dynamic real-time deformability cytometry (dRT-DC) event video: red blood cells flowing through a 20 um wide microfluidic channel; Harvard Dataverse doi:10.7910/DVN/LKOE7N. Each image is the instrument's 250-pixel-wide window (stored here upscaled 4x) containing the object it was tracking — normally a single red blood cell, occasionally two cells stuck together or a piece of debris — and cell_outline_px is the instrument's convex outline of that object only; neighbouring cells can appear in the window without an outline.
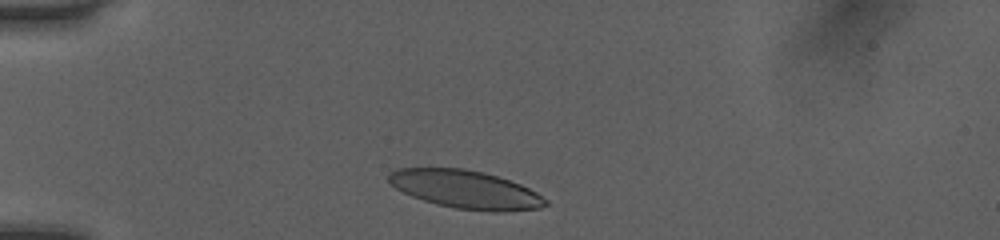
{"species": "human", "species_latin": "Homo sapiens", "temperature_condition": "room temperature", "stored_images_in_passage": 33, "camera_frame_rate_fps": 3000, "um_per_image_px": 0.085, "donor": {"sex": "female"}, "frame": {"image": 1, "passage_image": 3, "time_ms": 0.667, "image_size_px": [1000, 240], "cell_outline_px": [[548, 204], [540, 208], [496, 212], [492, 212], [456, 208], [436, 204], [412, 196], [396, 188], [388, 180], [388, 172], [396, 168], [464, 168], [484, 172], [520, 184], [536, 192], [548, 200]], "centroid_in_image_um": [39.56, 16.1], "position_along_channel_um": 45.4, "area_um2": 34.74}}
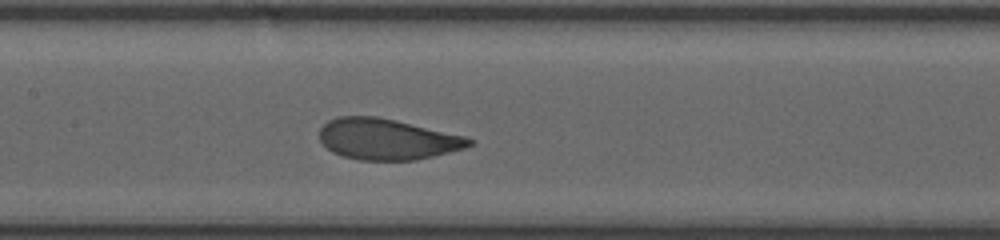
{"frame": {"image": 2, "passage_image": 15, "time_ms": 4.667, "image_size_px": [1000, 240], "cell_outline_px": [[476, 140], [472, 144], [464, 148], [416, 160], [360, 160], [340, 156], [332, 152], [320, 140], [320, 128], [328, 120], [340, 116], [376, 116], [396, 120], [464, 136]], "centroid_in_image_um": [32.88, 11.83], "position_along_channel_um": 174.5, "area_um2": 35.6}}
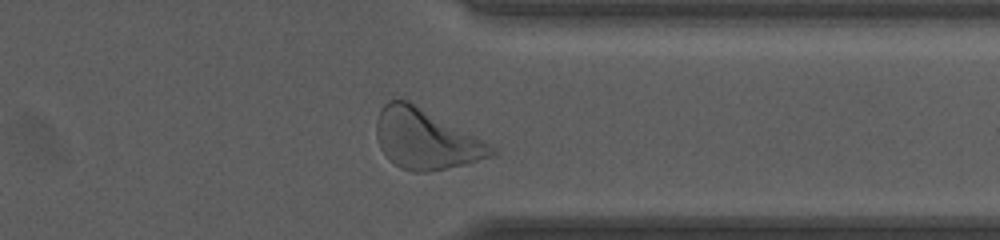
{"frame": {"image": 3, "passage_image": 30, "time_ms": 9.667, "image_size_px": [1000, 240], "cell_outline_px": [[496, 156], [464, 164], [428, 172], [416, 172], [400, 168], [380, 148], [376, 136], [376, 120], [380, 108], [388, 100], [400, 96], [408, 100], [496, 148]], "centroid_in_image_um": [36.14, 11.8], "position_along_channel_um": 375.3, "area_um2": 39.88}, "authors_computed_cell_mechanics": {"area_um2": 36.1828, "velocity_mm_per_s": 4.043, "shape_relaxation_time_tau1_ms": 3.1046, "shape_relaxation_time_tau2_ms": 0.6628, "deformation_change_tau1": 0.1525, "deformation_change_tau2": 0.0667}}